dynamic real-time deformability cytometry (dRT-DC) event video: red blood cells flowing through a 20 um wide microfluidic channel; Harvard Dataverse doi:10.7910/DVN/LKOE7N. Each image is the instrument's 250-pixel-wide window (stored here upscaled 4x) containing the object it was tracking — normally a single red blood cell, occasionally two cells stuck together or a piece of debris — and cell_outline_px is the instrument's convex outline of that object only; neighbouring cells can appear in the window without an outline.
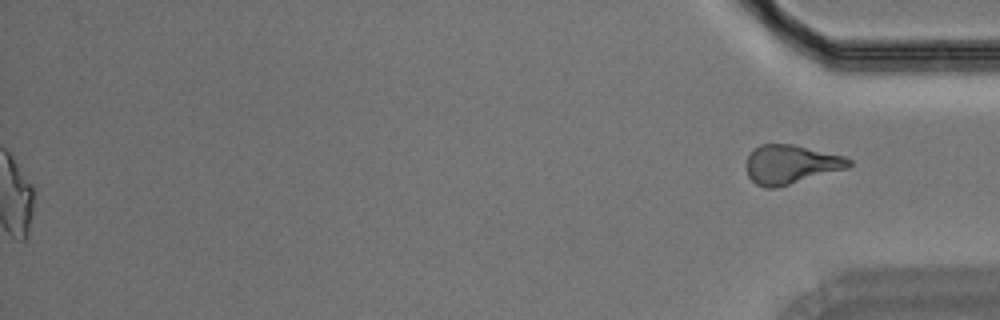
{"species": "Egyptian fruit bat (a non-hibernating species)", "species_latin": "Rousettus aegyptiacus", "temperature_condition": "room temperature", "stored_images_in_passage": 40, "segment_of_instrument_passage": [2, 2], "camera_frame_rate_fps": 3000, "um_per_image_px": 0.085, "animal": {"sex": "male"}, "frame": {"image": 1, "passage_image": 40, "time_ms": 13.0, "image_size_px": [1000, 320], "cell_outline_px": [[852, 164], [848, 168], [776, 188], [764, 188], [756, 184], [748, 176], [744, 164], [752, 148], [760, 144], [792, 144], [844, 156], [852, 160]], "centroid_in_image_um": [67.18, 13.97], "position_along_channel_um": 368.0, "area_um2": 23.52}}